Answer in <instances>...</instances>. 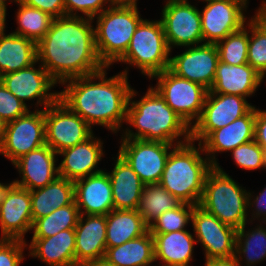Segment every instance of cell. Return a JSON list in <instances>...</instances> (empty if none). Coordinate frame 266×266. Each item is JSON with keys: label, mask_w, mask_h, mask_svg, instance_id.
Here are the masks:
<instances>
[{"label": "cell", "mask_w": 266, "mask_h": 266, "mask_svg": "<svg viewBox=\"0 0 266 266\" xmlns=\"http://www.w3.org/2000/svg\"><path fill=\"white\" fill-rule=\"evenodd\" d=\"M92 22L82 16L53 18L49 31L37 43L38 64L58 84L105 68L96 51Z\"/></svg>", "instance_id": "obj_1"}, {"label": "cell", "mask_w": 266, "mask_h": 266, "mask_svg": "<svg viewBox=\"0 0 266 266\" xmlns=\"http://www.w3.org/2000/svg\"><path fill=\"white\" fill-rule=\"evenodd\" d=\"M127 69L107 78L105 67L97 73L66 80L61 83L66 87L59 92V100L91 128L99 125L115 134L126 123L132 90Z\"/></svg>", "instance_id": "obj_2"}, {"label": "cell", "mask_w": 266, "mask_h": 266, "mask_svg": "<svg viewBox=\"0 0 266 266\" xmlns=\"http://www.w3.org/2000/svg\"><path fill=\"white\" fill-rule=\"evenodd\" d=\"M137 93L132 88L126 116V124L130 125V129L127 126L121 138L161 141L174 145L191 140V128L153 86L149 87L145 95L136 101L133 98ZM131 126L136 129V132L131 129Z\"/></svg>", "instance_id": "obj_3"}, {"label": "cell", "mask_w": 266, "mask_h": 266, "mask_svg": "<svg viewBox=\"0 0 266 266\" xmlns=\"http://www.w3.org/2000/svg\"><path fill=\"white\" fill-rule=\"evenodd\" d=\"M195 141L176 145L167 158L159 184L182 203L199 205L205 178L213 167Z\"/></svg>", "instance_id": "obj_4"}, {"label": "cell", "mask_w": 266, "mask_h": 266, "mask_svg": "<svg viewBox=\"0 0 266 266\" xmlns=\"http://www.w3.org/2000/svg\"><path fill=\"white\" fill-rule=\"evenodd\" d=\"M219 166H213L205 178L199 206L236 230L250 223L248 192Z\"/></svg>", "instance_id": "obj_5"}, {"label": "cell", "mask_w": 266, "mask_h": 266, "mask_svg": "<svg viewBox=\"0 0 266 266\" xmlns=\"http://www.w3.org/2000/svg\"><path fill=\"white\" fill-rule=\"evenodd\" d=\"M95 46L98 57L110 68L125 53L138 25L143 20L137 6H114L95 16Z\"/></svg>", "instance_id": "obj_6"}, {"label": "cell", "mask_w": 266, "mask_h": 266, "mask_svg": "<svg viewBox=\"0 0 266 266\" xmlns=\"http://www.w3.org/2000/svg\"><path fill=\"white\" fill-rule=\"evenodd\" d=\"M171 54L161 20L143 19L126 53L117 62L137 67L151 80L155 74L169 68Z\"/></svg>", "instance_id": "obj_7"}, {"label": "cell", "mask_w": 266, "mask_h": 266, "mask_svg": "<svg viewBox=\"0 0 266 266\" xmlns=\"http://www.w3.org/2000/svg\"><path fill=\"white\" fill-rule=\"evenodd\" d=\"M154 87L166 103L191 128L199 119L208 90L202 85L174 74L169 68L155 74Z\"/></svg>", "instance_id": "obj_8"}, {"label": "cell", "mask_w": 266, "mask_h": 266, "mask_svg": "<svg viewBox=\"0 0 266 266\" xmlns=\"http://www.w3.org/2000/svg\"><path fill=\"white\" fill-rule=\"evenodd\" d=\"M120 143L118 155L130 165L144 185L159 183L170 151L176 146L130 138H122Z\"/></svg>", "instance_id": "obj_9"}, {"label": "cell", "mask_w": 266, "mask_h": 266, "mask_svg": "<svg viewBox=\"0 0 266 266\" xmlns=\"http://www.w3.org/2000/svg\"><path fill=\"white\" fill-rule=\"evenodd\" d=\"M165 3L160 20L171 52L176 46L203 44L199 9L188 0H167Z\"/></svg>", "instance_id": "obj_10"}, {"label": "cell", "mask_w": 266, "mask_h": 266, "mask_svg": "<svg viewBox=\"0 0 266 266\" xmlns=\"http://www.w3.org/2000/svg\"><path fill=\"white\" fill-rule=\"evenodd\" d=\"M245 97L207 92L199 119L191 127V140L202 143L214 130L247 114L254 106Z\"/></svg>", "instance_id": "obj_11"}, {"label": "cell", "mask_w": 266, "mask_h": 266, "mask_svg": "<svg viewBox=\"0 0 266 266\" xmlns=\"http://www.w3.org/2000/svg\"><path fill=\"white\" fill-rule=\"evenodd\" d=\"M45 142L56 153L88 139L93 130L59 99L44 109Z\"/></svg>", "instance_id": "obj_12"}, {"label": "cell", "mask_w": 266, "mask_h": 266, "mask_svg": "<svg viewBox=\"0 0 266 266\" xmlns=\"http://www.w3.org/2000/svg\"><path fill=\"white\" fill-rule=\"evenodd\" d=\"M45 144L44 109L29 110L24 116L7 123L0 154L13 164L21 156Z\"/></svg>", "instance_id": "obj_13"}, {"label": "cell", "mask_w": 266, "mask_h": 266, "mask_svg": "<svg viewBox=\"0 0 266 266\" xmlns=\"http://www.w3.org/2000/svg\"><path fill=\"white\" fill-rule=\"evenodd\" d=\"M249 0L209 1L200 11L203 43L216 44L242 29ZM247 20V21H246Z\"/></svg>", "instance_id": "obj_14"}, {"label": "cell", "mask_w": 266, "mask_h": 266, "mask_svg": "<svg viewBox=\"0 0 266 266\" xmlns=\"http://www.w3.org/2000/svg\"><path fill=\"white\" fill-rule=\"evenodd\" d=\"M191 223L196 242L204 248L206 260L235 256V228L222 223L199 205L194 207Z\"/></svg>", "instance_id": "obj_15"}, {"label": "cell", "mask_w": 266, "mask_h": 266, "mask_svg": "<svg viewBox=\"0 0 266 266\" xmlns=\"http://www.w3.org/2000/svg\"><path fill=\"white\" fill-rule=\"evenodd\" d=\"M35 64L0 76L2 84L27 107L25 101L36 100V107L43 106L45 109L49 105L55 103L59 99V92L52 91L53 86L58 84L45 68L40 64Z\"/></svg>", "instance_id": "obj_16"}, {"label": "cell", "mask_w": 266, "mask_h": 266, "mask_svg": "<svg viewBox=\"0 0 266 266\" xmlns=\"http://www.w3.org/2000/svg\"><path fill=\"white\" fill-rule=\"evenodd\" d=\"M185 48L183 53L170 56L169 69L174 74L198 83L209 91L219 62L217 46L203 43Z\"/></svg>", "instance_id": "obj_17"}, {"label": "cell", "mask_w": 266, "mask_h": 266, "mask_svg": "<svg viewBox=\"0 0 266 266\" xmlns=\"http://www.w3.org/2000/svg\"><path fill=\"white\" fill-rule=\"evenodd\" d=\"M30 190L8 183L0 206L1 239L25 240L32 229Z\"/></svg>", "instance_id": "obj_18"}, {"label": "cell", "mask_w": 266, "mask_h": 266, "mask_svg": "<svg viewBox=\"0 0 266 266\" xmlns=\"http://www.w3.org/2000/svg\"><path fill=\"white\" fill-rule=\"evenodd\" d=\"M57 156L47 144L21 156L13 163L21 179L12 182L30 191L45 187L59 176Z\"/></svg>", "instance_id": "obj_19"}, {"label": "cell", "mask_w": 266, "mask_h": 266, "mask_svg": "<svg viewBox=\"0 0 266 266\" xmlns=\"http://www.w3.org/2000/svg\"><path fill=\"white\" fill-rule=\"evenodd\" d=\"M103 148V141L93 133L85 141L58 152L63 157L58 165L59 176L75 181L102 172L97 166L104 156Z\"/></svg>", "instance_id": "obj_20"}, {"label": "cell", "mask_w": 266, "mask_h": 266, "mask_svg": "<svg viewBox=\"0 0 266 266\" xmlns=\"http://www.w3.org/2000/svg\"><path fill=\"white\" fill-rule=\"evenodd\" d=\"M75 201L80 215H107L114 209L107 170L74 181Z\"/></svg>", "instance_id": "obj_21"}, {"label": "cell", "mask_w": 266, "mask_h": 266, "mask_svg": "<svg viewBox=\"0 0 266 266\" xmlns=\"http://www.w3.org/2000/svg\"><path fill=\"white\" fill-rule=\"evenodd\" d=\"M255 106L244 116L214 130L202 143L204 154L213 166H217L215 153L231 152L233 149L254 140Z\"/></svg>", "instance_id": "obj_22"}, {"label": "cell", "mask_w": 266, "mask_h": 266, "mask_svg": "<svg viewBox=\"0 0 266 266\" xmlns=\"http://www.w3.org/2000/svg\"><path fill=\"white\" fill-rule=\"evenodd\" d=\"M106 215H80L75 227V266L104 258Z\"/></svg>", "instance_id": "obj_23"}, {"label": "cell", "mask_w": 266, "mask_h": 266, "mask_svg": "<svg viewBox=\"0 0 266 266\" xmlns=\"http://www.w3.org/2000/svg\"><path fill=\"white\" fill-rule=\"evenodd\" d=\"M263 77L248 63L229 65L218 62L211 93L250 97L257 91Z\"/></svg>", "instance_id": "obj_24"}, {"label": "cell", "mask_w": 266, "mask_h": 266, "mask_svg": "<svg viewBox=\"0 0 266 266\" xmlns=\"http://www.w3.org/2000/svg\"><path fill=\"white\" fill-rule=\"evenodd\" d=\"M28 250V256L48 266H75V229L62 230L46 238H32Z\"/></svg>", "instance_id": "obj_25"}, {"label": "cell", "mask_w": 266, "mask_h": 266, "mask_svg": "<svg viewBox=\"0 0 266 266\" xmlns=\"http://www.w3.org/2000/svg\"><path fill=\"white\" fill-rule=\"evenodd\" d=\"M114 168L107 172L111 181L114 209L138 210L144 184L130 165L117 154Z\"/></svg>", "instance_id": "obj_26"}, {"label": "cell", "mask_w": 266, "mask_h": 266, "mask_svg": "<svg viewBox=\"0 0 266 266\" xmlns=\"http://www.w3.org/2000/svg\"><path fill=\"white\" fill-rule=\"evenodd\" d=\"M154 240L155 261L165 266H190L193 260L195 236L187 231L151 233Z\"/></svg>", "instance_id": "obj_27"}, {"label": "cell", "mask_w": 266, "mask_h": 266, "mask_svg": "<svg viewBox=\"0 0 266 266\" xmlns=\"http://www.w3.org/2000/svg\"><path fill=\"white\" fill-rule=\"evenodd\" d=\"M33 222L75 201L74 181L58 176L50 184L30 191Z\"/></svg>", "instance_id": "obj_28"}, {"label": "cell", "mask_w": 266, "mask_h": 266, "mask_svg": "<svg viewBox=\"0 0 266 266\" xmlns=\"http://www.w3.org/2000/svg\"><path fill=\"white\" fill-rule=\"evenodd\" d=\"M37 63V43L13 33L0 34V76Z\"/></svg>", "instance_id": "obj_29"}, {"label": "cell", "mask_w": 266, "mask_h": 266, "mask_svg": "<svg viewBox=\"0 0 266 266\" xmlns=\"http://www.w3.org/2000/svg\"><path fill=\"white\" fill-rule=\"evenodd\" d=\"M106 220V249L138 238L149 230L138 210L113 209Z\"/></svg>", "instance_id": "obj_30"}, {"label": "cell", "mask_w": 266, "mask_h": 266, "mask_svg": "<svg viewBox=\"0 0 266 266\" xmlns=\"http://www.w3.org/2000/svg\"><path fill=\"white\" fill-rule=\"evenodd\" d=\"M104 258L114 266H149L155 262L154 240L148 230L142 236L106 249Z\"/></svg>", "instance_id": "obj_31"}, {"label": "cell", "mask_w": 266, "mask_h": 266, "mask_svg": "<svg viewBox=\"0 0 266 266\" xmlns=\"http://www.w3.org/2000/svg\"><path fill=\"white\" fill-rule=\"evenodd\" d=\"M246 224L236 231L235 257L246 266H254L266 259V226L260 224L245 231ZM244 258L243 263H241Z\"/></svg>", "instance_id": "obj_32"}, {"label": "cell", "mask_w": 266, "mask_h": 266, "mask_svg": "<svg viewBox=\"0 0 266 266\" xmlns=\"http://www.w3.org/2000/svg\"><path fill=\"white\" fill-rule=\"evenodd\" d=\"M182 202L165 190L159 183L144 185L138 212L149 226L165 211L175 209Z\"/></svg>", "instance_id": "obj_33"}, {"label": "cell", "mask_w": 266, "mask_h": 266, "mask_svg": "<svg viewBox=\"0 0 266 266\" xmlns=\"http://www.w3.org/2000/svg\"><path fill=\"white\" fill-rule=\"evenodd\" d=\"M80 212L76 201L54 210L49 215L38 218L33 222L32 238H46L54 236L62 230L75 229L78 224Z\"/></svg>", "instance_id": "obj_34"}, {"label": "cell", "mask_w": 266, "mask_h": 266, "mask_svg": "<svg viewBox=\"0 0 266 266\" xmlns=\"http://www.w3.org/2000/svg\"><path fill=\"white\" fill-rule=\"evenodd\" d=\"M17 11L16 23L18 27L11 33L38 43L49 31L53 17L38 8H33L25 4L19 5Z\"/></svg>", "instance_id": "obj_35"}, {"label": "cell", "mask_w": 266, "mask_h": 266, "mask_svg": "<svg viewBox=\"0 0 266 266\" xmlns=\"http://www.w3.org/2000/svg\"><path fill=\"white\" fill-rule=\"evenodd\" d=\"M247 63L263 78L266 76V23L255 13L249 18Z\"/></svg>", "instance_id": "obj_36"}, {"label": "cell", "mask_w": 266, "mask_h": 266, "mask_svg": "<svg viewBox=\"0 0 266 266\" xmlns=\"http://www.w3.org/2000/svg\"><path fill=\"white\" fill-rule=\"evenodd\" d=\"M249 30L247 25L239 31L226 36L215 45L219 53V61L229 65L247 63Z\"/></svg>", "instance_id": "obj_37"}, {"label": "cell", "mask_w": 266, "mask_h": 266, "mask_svg": "<svg viewBox=\"0 0 266 266\" xmlns=\"http://www.w3.org/2000/svg\"><path fill=\"white\" fill-rule=\"evenodd\" d=\"M194 207L192 204L181 203L175 209L165 211L149 225L150 233L185 230L187 224L192 221Z\"/></svg>", "instance_id": "obj_38"}, {"label": "cell", "mask_w": 266, "mask_h": 266, "mask_svg": "<svg viewBox=\"0 0 266 266\" xmlns=\"http://www.w3.org/2000/svg\"><path fill=\"white\" fill-rule=\"evenodd\" d=\"M231 154L236 165L242 169H262L263 148L255 140L239 145Z\"/></svg>", "instance_id": "obj_39"}, {"label": "cell", "mask_w": 266, "mask_h": 266, "mask_svg": "<svg viewBox=\"0 0 266 266\" xmlns=\"http://www.w3.org/2000/svg\"><path fill=\"white\" fill-rule=\"evenodd\" d=\"M106 4H108L106 6ZM66 16H82L94 19L111 6L110 0H64ZM106 6V8H104ZM83 13L82 15L79 14Z\"/></svg>", "instance_id": "obj_40"}, {"label": "cell", "mask_w": 266, "mask_h": 266, "mask_svg": "<svg viewBox=\"0 0 266 266\" xmlns=\"http://www.w3.org/2000/svg\"><path fill=\"white\" fill-rule=\"evenodd\" d=\"M29 109L30 108L13 95L0 81V116L7 123L24 116Z\"/></svg>", "instance_id": "obj_41"}, {"label": "cell", "mask_w": 266, "mask_h": 266, "mask_svg": "<svg viewBox=\"0 0 266 266\" xmlns=\"http://www.w3.org/2000/svg\"><path fill=\"white\" fill-rule=\"evenodd\" d=\"M27 245L25 240L0 238V266H20Z\"/></svg>", "instance_id": "obj_42"}, {"label": "cell", "mask_w": 266, "mask_h": 266, "mask_svg": "<svg viewBox=\"0 0 266 266\" xmlns=\"http://www.w3.org/2000/svg\"><path fill=\"white\" fill-rule=\"evenodd\" d=\"M253 193L254 192H248V213L250 209L252 210V213L250 212V214H252L250 215L251 218L249 217L248 220L252 223V221L257 218V220H261L262 223L266 224V186L259 195L254 196L252 195ZM252 218L253 220H251Z\"/></svg>", "instance_id": "obj_43"}, {"label": "cell", "mask_w": 266, "mask_h": 266, "mask_svg": "<svg viewBox=\"0 0 266 266\" xmlns=\"http://www.w3.org/2000/svg\"><path fill=\"white\" fill-rule=\"evenodd\" d=\"M24 4L38 8L53 18L65 16L64 0H25Z\"/></svg>", "instance_id": "obj_44"}, {"label": "cell", "mask_w": 266, "mask_h": 266, "mask_svg": "<svg viewBox=\"0 0 266 266\" xmlns=\"http://www.w3.org/2000/svg\"><path fill=\"white\" fill-rule=\"evenodd\" d=\"M254 140L266 149V110L255 107V131Z\"/></svg>", "instance_id": "obj_45"}, {"label": "cell", "mask_w": 266, "mask_h": 266, "mask_svg": "<svg viewBox=\"0 0 266 266\" xmlns=\"http://www.w3.org/2000/svg\"><path fill=\"white\" fill-rule=\"evenodd\" d=\"M205 266H241L236 257L205 260Z\"/></svg>", "instance_id": "obj_46"}, {"label": "cell", "mask_w": 266, "mask_h": 266, "mask_svg": "<svg viewBox=\"0 0 266 266\" xmlns=\"http://www.w3.org/2000/svg\"><path fill=\"white\" fill-rule=\"evenodd\" d=\"M81 266H114V265L109 263L105 258H101L85 262Z\"/></svg>", "instance_id": "obj_47"}, {"label": "cell", "mask_w": 266, "mask_h": 266, "mask_svg": "<svg viewBox=\"0 0 266 266\" xmlns=\"http://www.w3.org/2000/svg\"><path fill=\"white\" fill-rule=\"evenodd\" d=\"M7 10L0 4V34L6 30V15Z\"/></svg>", "instance_id": "obj_48"}, {"label": "cell", "mask_w": 266, "mask_h": 266, "mask_svg": "<svg viewBox=\"0 0 266 266\" xmlns=\"http://www.w3.org/2000/svg\"><path fill=\"white\" fill-rule=\"evenodd\" d=\"M138 0H110L114 6H137Z\"/></svg>", "instance_id": "obj_49"}, {"label": "cell", "mask_w": 266, "mask_h": 266, "mask_svg": "<svg viewBox=\"0 0 266 266\" xmlns=\"http://www.w3.org/2000/svg\"><path fill=\"white\" fill-rule=\"evenodd\" d=\"M255 13L266 23V0L262 1L261 6Z\"/></svg>", "instance_id": "obj_50"}, {"label": "cell", "mask_w": 266, "mask_h": 266, "mask_svg": "<svg viewBox=\"0 0 266 266\" xmlns=\"http://www.w3.org/2000/svg\"><path fill=\"white\" fill-rule=\"evenodd\" d=\"M6 127H7V122L0 116V143L4 137Z\"/></svg>", "instance_id": "obj_51"}, {"label": "cell", "mask_w": 266, "mask_h": 266, "mask_svg": "<svg viewBox=\"0 0 266 266\" xmlns=\"http://www.w3.org/2000/svg\"><path fill=\"white\" fill-rule=\"evenodd\" d=\"M7 1H11L10 3L12 2H15L17 3V5H21V4H24L25 3V0H0V4L7 10Z\"/></svg>", "instance_id": "obj_52"}, {"label": "cell", "mask_w": 266, "mask_h": 266, "mask_svg": "<svg viewBox=\"0 0 266 266\" xmlns=\"http://www.w3.org/2000/svg\"><path fill=\"white\" fill-rule=\"evenodd\" d=\"M8 184H4V183H1L0 182V206H1V201H2V197H3V194H4V190L6 188Z\"/></svg>", "instance_id": "obj_53"}, {"label": "cell", "mask_w": 266, "mask_h": 266, "mask_svg": "<svg viewBox=\"0 0 266 266\" xmlns=\"http://www.w3.org/2000/svg\"><path fill=\"white\" fill-rule=\"evenodd\" d=\"M266 169V149H263L262 169Z\"/></svg>", "instance_id": "obj_54"}, {"label": "cell", "mask_w": 266, "mask_h": 266, "mask_svg": "<svg viewBox=\"0 0 266 266\" xmlns=\"http://www.w3.org/2000/svg\"><path fill=\"white\" fill-rule=\"evenodd\" d=\"M203 2H209V1H221V0H202Z\"/></svg>", "instance_id": "obj_55"}]
</instances>
